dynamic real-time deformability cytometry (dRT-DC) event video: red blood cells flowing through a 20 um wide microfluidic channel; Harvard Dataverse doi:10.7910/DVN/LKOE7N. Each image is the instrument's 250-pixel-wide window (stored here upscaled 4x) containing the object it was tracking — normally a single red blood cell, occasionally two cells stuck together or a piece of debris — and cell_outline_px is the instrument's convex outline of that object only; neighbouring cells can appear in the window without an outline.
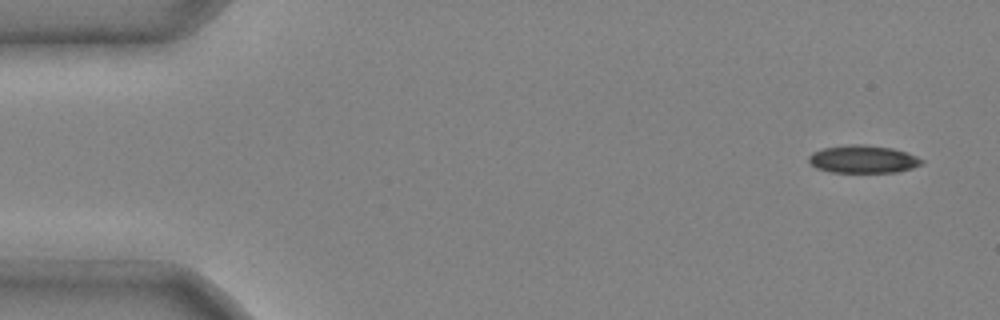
{"species": "common noctule bat (a hibernating species)", "species_latin": "Nyctalus noctula", "temperature_condition": "cold", "stored_images_in_passage": 5, "camera_frame_rate_fps": 3000, "um_per_image_px": 0.085, "animal": {"sex": "male", "body_mass_g": 20.4}, "frame": {"image": 1, "passage_image": 1, "time_ms": 0.0, "image_size_px": [1000, 320], "cell_outline_px": [[924, 164], [912, 168], [896, 172], [832, 172], [816, 168], [808, 160], [808, 156], [812, 152], [824, 148], [852, 144], [864, 144], [892, 148], [916, 156], [924, 160]], "centroid_in_image_um": [73.36, 13.53], "position_along_channel_um": 11.6, "area_um2": 18.21}}
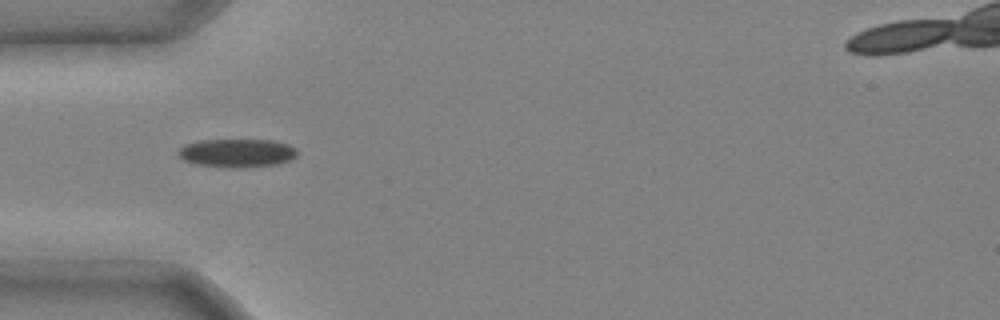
{"frame": {"image": 2, "passage_image": 4, "time_ms": 1.0, "image_size_px": [1000, 320], "cell_outline_px": [[296, 156], [292, 160], [280, 164], [244, 168], [232, 168], [196, 164], [184, 160], [176, 156], [176, 152], [184, 144], [200, 140], [272, 140], [288, 144], [296, 148]], "centroid_in_image_um": [20.14, 13.01], "position_along_channel_um": 64.9, "area_um2": 20.06}}
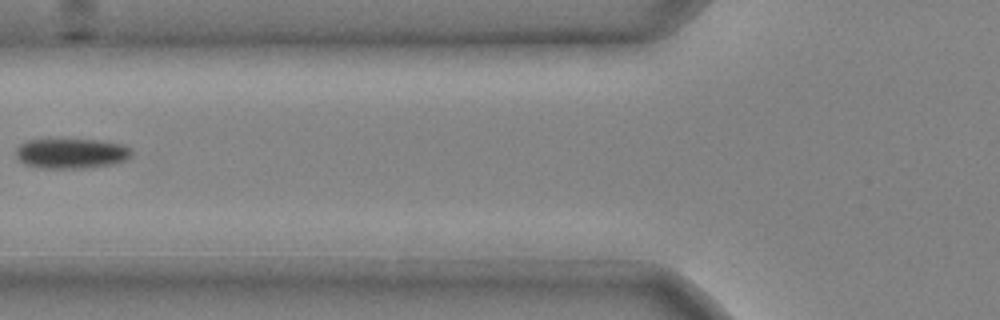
{"frame": {"image": 3, "passage_image": 5, "time_ms": 1.333, "image_size_px": [1000, 320], "cell_outline_px": [[132, 156], [128, 160], [112, 164], [80, 168], [40, 168], [24, 164], [16, 156], [16, 148], [20, 144], [28, 140], [100, 140], [124, 144], [132, 148]], "centroid_in_image_um": [6.11, 13.04], "position_along_channel_um": 119.7, "area_um2": 20.35}}